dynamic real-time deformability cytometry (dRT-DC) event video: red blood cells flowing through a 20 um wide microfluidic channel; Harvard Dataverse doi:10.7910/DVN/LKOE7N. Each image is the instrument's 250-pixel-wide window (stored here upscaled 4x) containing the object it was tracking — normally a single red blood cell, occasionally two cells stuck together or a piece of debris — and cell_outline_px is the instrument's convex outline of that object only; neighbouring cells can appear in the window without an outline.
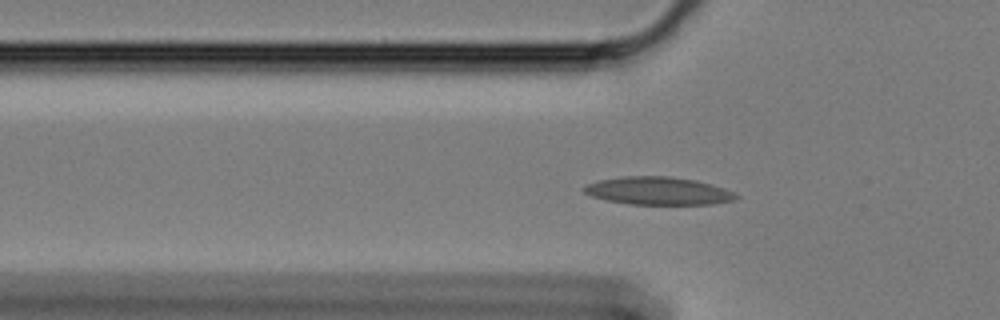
{"species": "Egyptian fruit bat (a non-hibernating species)", "species_latin": "Rousettus aegyptiacus", "temperature_condition": "cold", "stored_images_in_passage": 51, "camera_frame_rate_fps": 3000, "um_per_image_px": 0.085, "animal": {"sex": "female"}, "frame": {"image": 1, "passage_image": 18, "time_ms": 5.667, "image_size_px": [1000, 320], "cell_outline_px": [[740, 196], [736, 200], [712, 204], [628, 204], [608, 200], [592, 196], [584, 192], [584, 188], [588, 184], [600, 180], [620, 176], [672, 176], [696, 180], [712, 184], [736, 192]], "centroid_in_image_um": [56.02, 16.22], "position_along_channel_um": 69.8, "area_um2": 24.74}}
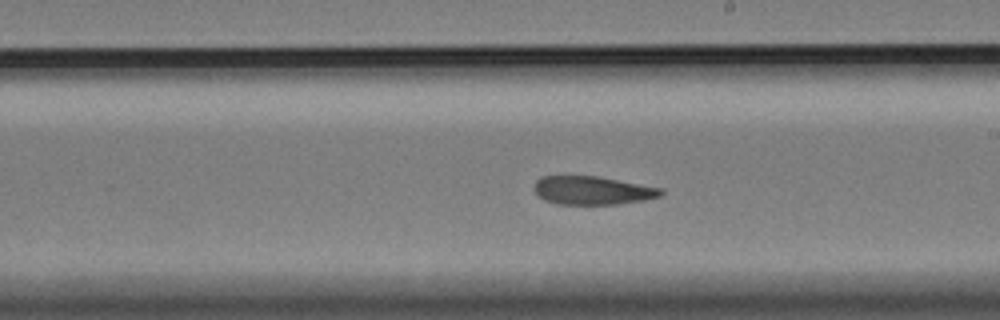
{"frame": {"image": 2, "passage_image": 33, "time_ms": 10.667, "image_size_px": [1000, 320], "cell_outline_px": [[664, 192], [660, 196], [644, 200], [620, 204], [556, 204], [544, 200], [536, 196], [532, 188], [536, 180], [540, 176], [600, 176], [664, 188]], "centroid_in_image_um": [50.34, 16.18], "position_along_channel_um": 238.7, "area_um2": 21.44}}
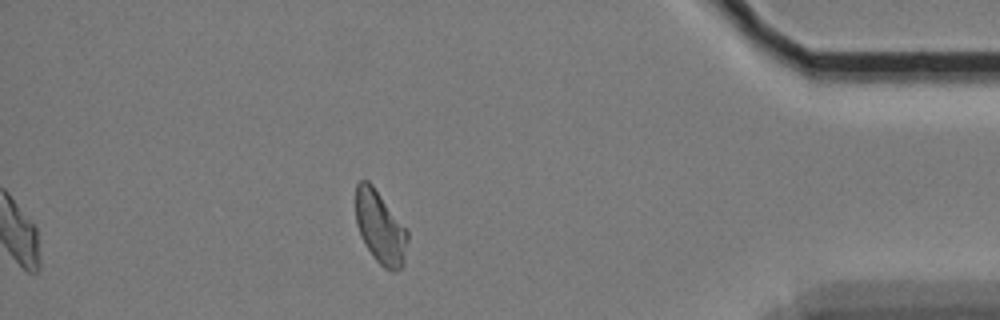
{"frame": {"image": 3, "passage_image": 51, "time_ms": 16.667, "image_size_px": [1000, 320], "cell_outline_px": [[408, 240], [404, 264], [400, 268], [392, 272], [384, 268], [372, 256], [364, 244], [356, 224], [356, 184], [360, 180], [368, 180], [372, 184], [408, 232]], "centroid_in_image_um": [32.31, 19.36], "position_along_channel_um": 402.9, "area_um2": 21.85}, "authors_computed_cell_mechanics": {"area_um2": 22.7732, "velocity_mm_per_s": 3.3658, "shape_relaxation_time_tau1_ms": null, "shape_relaxation_time_tau2_ms": 3.7853, "deformation_change_tau1": null, "deformation_change_tau2": 0.0949}}